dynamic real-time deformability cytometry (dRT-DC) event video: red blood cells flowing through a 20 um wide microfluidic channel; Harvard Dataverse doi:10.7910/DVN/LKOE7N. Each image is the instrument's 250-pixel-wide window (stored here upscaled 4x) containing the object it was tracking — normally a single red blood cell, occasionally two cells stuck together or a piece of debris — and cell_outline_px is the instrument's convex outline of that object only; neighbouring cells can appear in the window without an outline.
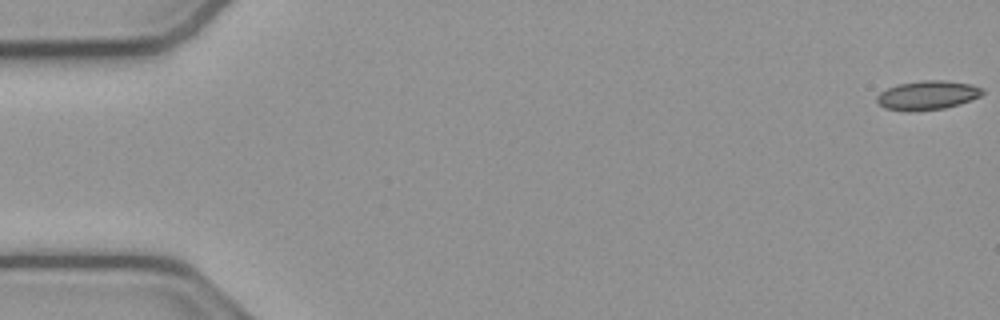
{"species": "common noctule bat (a hibernating species)", "species_latin": "Nyctalus noctula", "temperature_condition": "cold", "stored_images_in_passage": 13, "camera_frame_rate_fps": 3000, "um_per_image_px": 0.085, "animal": {"sex": "male", "body_mass_g": 23.1, "forearm_length_mm": 52.7}, "frame": {"image": 1, "passage_image": 1, "time_ms": 0.0, "image_size_px": [1000, 320], "cell_outline_px": [[984, 92], [980, 96], [960, 104], [944, 108], [908, 112], [884, 108], [876, 100], [876, 96], [880, 92], [888, 88], [900, 84], [924, 80], [944, 80], [972, 84], [984, 88]], "centroid_in_image_um": [78.85, 8.1], "position_along_channel_um": 6.2, "area_um2": 17.92}}